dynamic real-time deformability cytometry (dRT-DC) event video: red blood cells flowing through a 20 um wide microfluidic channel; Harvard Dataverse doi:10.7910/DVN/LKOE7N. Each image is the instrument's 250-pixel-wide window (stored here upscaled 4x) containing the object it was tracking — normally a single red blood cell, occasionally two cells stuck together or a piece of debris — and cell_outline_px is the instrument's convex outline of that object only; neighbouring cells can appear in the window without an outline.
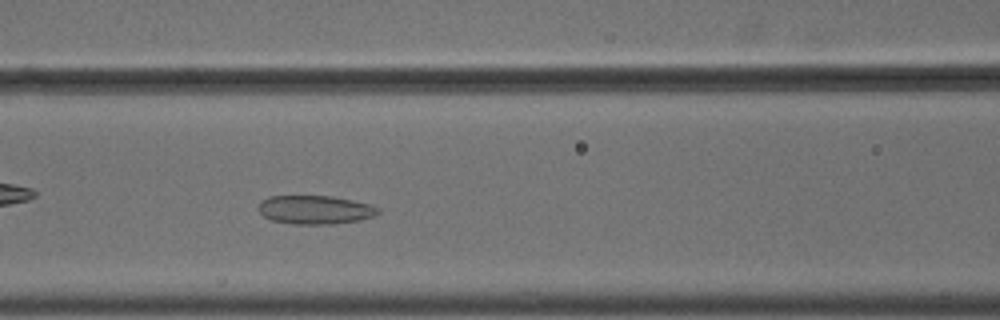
{"species": "common noctule bat (a hibernating species)", "species_latin": "Nyctalus noctula", "temperature_condition": "cold", "stored_images_in_passage": 34, "camera_frame_rate_fps": 3000, "um_per_image_px": 0.085, "animal": {"sex": "male", "body_mass_g": 18.8}, "frame": {"image": 1, "passage_image": 11, "time_ms": 3.333, "image_size_px": [1000, 320], "cell_outline_px": [[380, 212], [376, 216], [360, 220], [332, 224], [292, 224], [272, 220], [264, 216], [256, 208], [260, 200], [268, 196], [332, 196], [352, 200], [368, 204], [380, 208]], "centroid_in_image_um": [26.77, 17.83], "position_along_channel_um": 139.8, "area_um2": 20.17}}
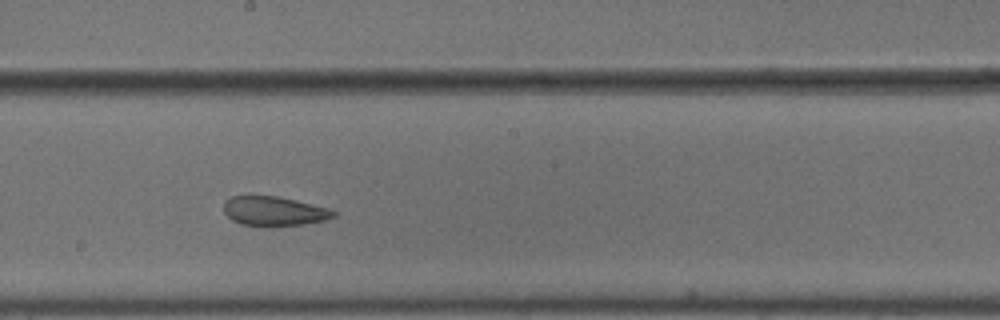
{"frame": {"image": 2, "passage_image": 18, "time_ms": 5.667, "image_size_px": [1000, 320], "cell_outline_px": [[336, 216], [324, 220], [304, 224], [268, 228], [264, 228], [240, 224], [232, 220], [224, 212], [224, 200], [232, 196], [276, 196], [332, 208], [336, 212]], "centroid_in_image_um": [23.3, 17.98], "position_along_channel_um": 224.9, "area_um2": 19.31}}
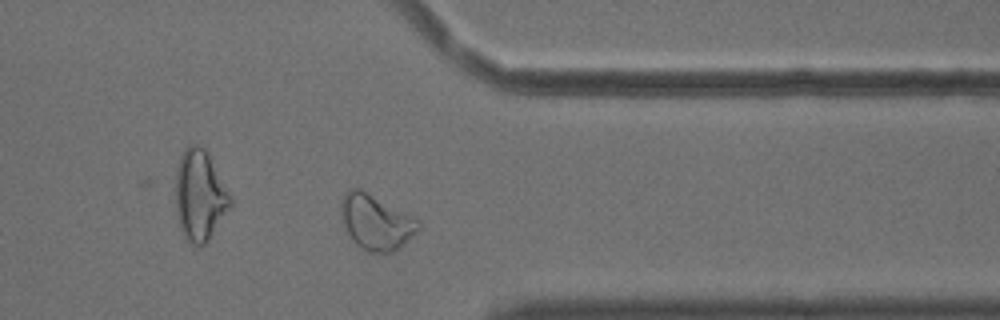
{"frame": {"image": 3, "passage_image": 31, "time_ms": 10.0, "image_size_px": [1000, 320], "cell_outline_px": [[420, 228], [404, 244], [392, 252], [384, 256], [368, 252], [356, 244], [352, 240], [344, 224], [340, 204], [344, 192], [348, 188], [360, 188], [416, 220], [420, 224]], "centroid_in_image_um": [31.92, 18.92], "position_along_channel_um": 379.5, "area_um2": 24.45}, "authors_computed_cell_mechanics": {"area_um2": 20.2589, "velocity_mm_per_s": 3.6486, "shape_relaxation_time_tau1_ms": null, "shape_relaxation_time_tau2_ms": 2.4525, "deformation_change_tau1": null, "deformation_change_tau2": 0.0953}}